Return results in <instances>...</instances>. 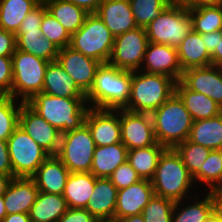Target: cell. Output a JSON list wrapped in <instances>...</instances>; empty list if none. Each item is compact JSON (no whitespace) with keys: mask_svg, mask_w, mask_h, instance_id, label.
<instances>
[{"mask_svg":"<svg viewBox=\"0 0 222 222\" xmlns=\"http://www.w3.org/2000/svg\"><path fill=\"white\" fill-rule=\"evenodd\" d=\"M49 62L30 53L17 50L12 55L13 81L11 96L26 103L42 92Z\"/></svg>","mask_w":222,"mask_h":222,"instance_id":"obj_8","label":"cell"},{"mask_svg":"<svg viewBox=\"0 0 222 222\" xmlns=\"http://www.w3.org/2000/svg\"><path fill=\"white\" fill-rule=\"evenodd\" d=\"M95 179L91 172H70L63 193L68 208H86L95 186Z\"/></svg>","mask_w":222,"mask_h":222,"instance_id":"obj_28","label":"cell"},{"mask_svg":"<svg viewBox=\"0 0 222 222\" xmlns=\"http://www.w3.org/2000/svg\"><path fill=\"white\" fill-rule=\"evenodd\" d=\"M131 86L132 71L103 63L97 68L86 102L91 108L124 109L130 98Z\"/></svg>","mask_w":222,"mask_h":222,"instance_id":"obj_1","label":"cell"},{"mask_svg":"<svg viewBox=\"0 0 222 222\" xmlns=\"http://www.w3.org/2000/svg\"><path fill=\"white\" fill-rule=\"evenodd\" d=\"M38 0H0V28L16 34L27 14Z\"/></svg>","mask_w":222,"mask_h":222,"instance_id":"obj_34","label":"cell"},{"mask_svg":"<svg viewBox=\"0 0 222 222\" xmlns=\"http://www.w3.org/2000/svg\"><path fill=\"white\" fill-rule=\"evenodd\" d=\"M38 193L39 190L32 178H13L3 195L7 214H28Z\"/></svg>","mask_w":222,"mask_h":222,"instance_id":"obj_21","label":"cell"},{"mask_svg":"<svg viewBox=\"0 0 222 222\" xmlns=\"http://www.w3.org/2000/svg\"><path fill=\"white\" fill-rule=\"evenodd\" d=\"M47 11L44 2H40L22 21L18 32L41 33L43 14Z\"/></svg>","mask_w":222,"mask_h":222,"instance_id":"obj_43","label":"cell"},{"mask_svg":"<svg viewBox=\"0 0 222 222\" xmlns=\"http://www.w3.org/2000/svg\"><path fill=\"white\" fill-rule=\"evenodd\" d=\"M204 45L207 48L209 55L214 53L218 43V31L201 34Z\"/></svg>","mask_w":222,"mask_h":222,"instance_id":"obj_49","label":"cell"},{"mask_svg":"<svg viewBox=\"0 0 222 222\" xmlns=\"http://www.w3.org/2000/svg\"><path fill=\"white\" fill-rule=\"evenodd\" d=\"M16 49V35L0 28V56H12Z\"/></svg>","mask_w":222,"mask_h":222,"instance_id":"obj_46","label":"cell"},{"mask_svg":"<svg viewBox=\"0 0 222 222\" xmlns=\"http://www.w3.org/2000/svg\"><path fill=\"white\" fill-rule=\"evenodd\" d=\"M222 4V0H191V8L202 5H218Z\"/></svg>","mask_w":222,"mask_h":222,"instance_id":"obj_54","label":"cell"},{"mask_svg":"<svg viewBox=\"0 0 222 222\" xmlns=\"http://www.w3.org/2000/svg\"><path fill=\"white\" fill-rule=\"evenodd\" d=\"M118 189L109 178H96L86 210L99 221L114 219Z\"/></svg>","mask_w":222,"mask_h":222,"instance_id":"obj_23","label":"cell"},{"mask_svg":"<svg viewBox=\"0 0 222 222\" xmlns=\"http://www.w3.org/2000/svg\"><path fill=\"white\" fill-rule=\"evenodd\" d=\"M2 222H31V221L29 214L14 213V214H7Z\"/></svg>","mask_w":222,"mask_h":222,"instance_id":"obj_51","label":"cell"},{"mask_svg":"<svg viewBox=\"0 0 222 222\" xmlns=\"http://www.w3.org/2000/svg\"><path fill=\"white\" fill-rule=\"evenodd\" d=\"M95 147L90 130L83 123L62 133L56 156L71 173L90 172Z\"/></svg>","mask_w":222,"mask_h":222,"instance_id":"obj_9","label":"cell"},{"mask_svg":"<svg viewBox=\"0 0 222 222\" xmlns=\"http://www.w3.org/2000/svg\"><path fill=\"white\" fill-rule=\"evenodd\" d=\"M204 194L175 202L171 222H203L222 203V194L209 191Z\"/></svg>","mask_w":222,"mask_h":222,"instance_id":"obj_18","label":"cell"},{"mask_svg":"<svg viewBox=\"0 0 222 222\" xmlns=\"http://www.w3.org/2000/svg\"><path fill=\"white\" fill-rule=\"evenodd\" d=\"M203 222H222V203Z\"/></svg>","mask_w":222,"mask_h":222,"instance_id":"obj_52","label":"cell"},{"mask_svg":"<svg viewBox=\"0 0 222 222\" xmlns=\"http://www.w3.org/2000/svg\"><path fill=\"white\" fill-rule=\"evenodd\" d=\"M42 92L57 97L86 98V95L57 61L49 62L47 66Z\"/></svg>","mask_w":222,"mask_h":222,"instance_id":"obj_24","label":"cell"},{"mask_svg":"<svg viewBox=\"0 0 222 222\" xmlns=\"http://www.w3.org/2000/svg\"><path fill=\"white\" fill-rule=\"evenodd\" d=\"M217 151L219 152V156H220L221 161H222V147L220 149H217Z\"/></svg>","mask_w":222,"mask_h":222,"instance_id":"obj_59","label":"cell"},{"mask_svg":"<svg viewBox=\"0 0 222 222\" xmlns=\"http://www.w3.org/2000/svg\"><path fill=\"white\" fill-rule=\"evenodd\" d=\"M170 3H181L188 8H191V0H169Z\"/></svg>","mask_w":222,"mask_h":222,"instance_id":"obj_57","label":"cell"},{"mask_svg":"<svg viewBox=\"0 0 222 222\" xmlns=\"http://www.w3.org/2000/svg\"><path fill=\"white\" fill-rule=\"evenodd\" d=\"M175 94L183 102L193 121L213 118L222 113V108L213 99L188 89L181 81L175 84Z\"/></svg>","mask_w":222,"mask_h":222,"instance_id":"obj_25","label":"cell"},{"mask_svg":"<svg viewBox=\"0 0 222 222\" xmlns=\"http://www.w3.org/2000/svg\"><path fill=\"white\" fill-rule=\"evenodd\" d=\"M128 159V149L121 142L108 146H96L90 172L96 178H109Z\"/></svg>","mask_w":222,"mask_h":222,"instance_id":"obj_26","label":"cell"},{"mask_svg":"<svg viewBox=\"0 0 222 222\" xmlns=\"http://www.w3.org/2000/svg\"><path fill=\"white\" fill-rule=\"evenodd\" d=\"M12 56H0V96H11Z\"/></svg>","mask_w":222,"mask_h":222,"instance_id":"obj_44","label":"cell"},{"mask_svg":"<svg viewBox=\"0 0 222 222\" xmlns=\"http://www.w3.org/2000/svg\"><path fill=\"white\" fill-rule=\"evenodd\" d=\"M148 42L146 29L142 27L116 36L108 63L123 70H140Z\"/></svg>","mask_w":222,"mask_h":222,"instance_id":"obj_11","label":"cell"},{"mask_svg":"<svg viewBox=\"0 0 222 222\" xmlns=\"http://www.w3.org/2000/svg\"><path fill=\"white\" fill-rule=\"evenodd\" d=\"M193 30L200 34L222 30V4L189 8Z\"/></svg>","mask_w":222,"mask_h":222,"instance_id":"obj_36","label":"cell"},{"mask_svg":"<svg viewBox=\"0 0 222 222\" xmlns=\"http://www.w3.org/2000/svg\"><path fill=\"white\" fill-rule=\"evenodd\" d=\"M13 178H31L50 154L40 147L20 126L7 140Z\"/></svg>","mask_w":222,"mask_h":222,"instance_id":"obj_10","label":"cell"},{"mask_svg":"<svg viewBox=\"0 0 222 222\" xmlns=\"http://www.w3.org/2000/svg\"><path fill=\"white\" fill-rule=\"evenodd\" d=\"M174 149L181 156L183 164L192 176L200 170L201 165L211 152L210 149L195 144L188 139L178 144Z\"/></svg>","mask_w":222,"mask_h":222,"instance_id":"obj_38","label":"cell"},{"mask_svg":"<svg viewBox=\"0 0 222 222\" xmlns=\"http://www.w3.org/2000/svg\"><path fill=\"white\" fill-rule=\"evenodd\" d=\"M12 179L13 178L11 176L0 173V196L4 195Z\"/></svg>","mask_w":222,"mask_h":222,"instance_id":"obj_53","label":"cell"},{"mask_svg":"<svg viewBox=\"0 0 222 222\" xmlns=\"http://www.w3.org/2000/svg\"><path fill=\"white\" fill-rule=\"evenodd\" d=\"M67 209L63 195L39 191L28 214L31 222H57Z\"/></svg>","mask_w":222,"mask_h":222,"instance_id":"obj_29","label":"cell"},{"mask_svg":"<svg viewBox=\"0 0 222 222\" xmlns=\"http://www.w3.org/2000/svg\"><path fill=\"white\" fill-rule=\"evenodd\" d=\"M151 117L155 139L160 145L174 149L188 139L193 119L175 93Z\"/></svg>","mask_w":222,"mask_h":222,"instance_id":"obj_5","label":"cell"},{"mask_svg":"<svg viewBox=\"0 0 222 222\" xmlns=\"http://www.w3.org/2000/svg\"><path fill=\"white\" fill-rule=\"evenodd\" d=\"M175 202L153 195L142 211L145 222H171Z\"/></svg>","mask_w":222,"mask_h":222,"instance_id":"obj_40","label":"cell"},{"mask_svg":"<svg viewBox=\"0 0 222 222\" xmlns=\"http://www.w3.org/2000/svg\"><path fill=\"white\" fill-rule=\"evenodd\" d=\"M26 103L61 133L79 128L90 108L86 98L57 97L43 92L36 93Z\"/></svg>","mask_w":222,"mask_h":222,"instance_id":"obj_2","label":"cell"},{"mask_svg":"<svg viewBox=\"0 0 222 222\" xmlns=\"http://www.w3.org/2000/svg\"><path fill=\"white\" fill-rule=\"evenodd\" d=\"M145 29L149 42L177 48L193 30L189 8L181 3H170Z\"/></svg>","mask_w":222,"mask_h":222,"instance_id":"obj_6","label":"cell"},{"mask_svg":"<svg viewBox=\"0 0 222 222\" xmlns=\"http://www.w3.org/2000/svg\"><path fill=\"white\" fill-rule=\"evenodd\" d=\"M84 9L86 12L95 13L103 0H66Z\"/></svg>","mask_w":222,"mask_h":222,"instance_id":"obj_48","label":"cell"},{"mask_svg":"<svg viewBox=\"0 0 222 222\" xmlns=\"http://www.w3.org/2000/svg\"><path fill=\"white\" fill-rule=\"evenodd\" d=\"M7 215V211L4 204L3 195L0 196V222L3 221L4 217Z\"/></svg>","mask_w":222,"mask_h":222,"instance_id":"obj_56","label":"cell"},{"mask_svg":"<svg viewBox=\"0 0 222 222\" xmlns=\"http://www.w3.org/2000/svg\"><path fill=\"white\" fill-rule=\"evenodd\" d=\"M0 173L13 178V169L8 151L7 141L0 140Z\"/></svg>","mask_w":222,"mask_h":222,"instance_id":"obj_47","label":"cell"},{"mask_svg":"<svg viewBox=\"0 0 222 222\" xmlns=\"http://www.w3.org/2000/svg\"><path fill=\"white\" fill-rule=\"evenodd\" d=\"M84 123L88 126L95 146L121 143L120 109L89 108Z\"/></svg>","mask_w":222,"mask_h":222,"instance_id":"obj_14","label":"cell"},{"mask_svg":"<svg viewBox=\"0 0 222 222\" xmlns=\"http://www.w3.org/2000/svg\"><path fill=\"white\" fill-rule=\"evenodd\" d=\"M138 27L146 28L162 10L170 4L169 0H129Z\"/></svg>","mask_w":222,"mask_h":222,"instance_id":"obj_39","label":"cell"},{"mask_svg":"<svg viewBox=\"0 0 222 222\" xmlns=\"http://www.w3.org/2000/svg\"><path fill=\"white\" fill-rule=\"evenodd\" d=\"M151 184L154 195L174 202L194 196L192 191L197 190L193 176L183 164L181 156L175 149L170 148L160 156Z\"/></svg>","mask_w":222,"mask_h":222,"instance_id":"obj_3","label":"cell"},{"mask_svg":"<svg viewBox=\"0 0 222 222\" xmlns=\"http://www.w3.org/2000/svg\"><path fill=\"white\" fill-rule=\"evenodd\" d=\"M182 70L212 65L211 56L203 43L200 33L192 30L177 47Z\"/></svg>","mask_w":222,"mask_h":222,"instance_id":"obj_27","label":"cell"},{"mask_svg":"<svg viewBox=\"0 0 222 222\" xmlns=\"http://www.w3.org/2000/svg\"><path fill=\"white\" fill-rule=\"evenodd\" d=\"M212 65L222 67V30L218 31V43L217 48L211 55Z\"/></svg>","mask_w":222,"mask_h":222,"instance_id":"obj_50","label":"cell"},{"mask_svg":"<svg viewBox=\"0 0 222 222\" xmlns=\"http://www.w3.org/2000/svg\"><path fill=\"white\" fill-rule=\"evenodd\" d=\"M180 81L188 89L210 97L222 108V67L189 68L183 71Z\"/></svg>","mask_w":222,"mask_h":222,"instance_id":"obj_17","label":"cell"},{"mask_svg":"<svg viewBox=\"0 0 222 222\" xmlns=\"http://www.w3.org/2000/svg\"><path fill=\"white\" fill-rule=\"evenodd\" d=\"M95 13L115 37L138 27L129 0H103Z\"/></svg>","mask_w":222,"mask_h":222,"instance_id":"obj_20","label":"cell"},{"mask_svg":"<svg viewBox=\"0 0 222 222\" xmlns=\"http://www.w3.org/2000/svg\"><path fill=\"white\" fill-rule=\"evenodd\" d=\"M121 142L128 150L145 148L157 141L151 114L120 109Z\"/></svg>","mask_w":222,"mask_h":222,"instance_id":"obj_12","label":"cell"},{"mask_svg":"<svg viewBox=\"0 0 222 222\" xmlns=\"http://www.w3.org/2000/svg\"><path fill=\"white\" fill-rule=\"evenodd\" d=\"M188 140L210 150L222 147V113L208 119L193 121Z\"/></svg>","mask_w":222,"mask_h":222,"instance_id":"obj_30","label":"cell"},{"mask_svg":"<svg viewBox=\"0 0 222 222\" xmlns=\"http://www.w3.org/2000/svg\"><path fill=\"white\" fill-rule=\"evenodd\" d=\"M47 10L57 19L70 35L76 33L89 14L84 9L66 0H46Z\"/></svg>","mask_w":222,"mask_h":222,"instance_id":"obj_31","label":"cell"},{"mask_svg":"<svg viewBox=\"0 0 222 222\" xmlns=\"http://www.w3.org/2000/svg\"><path fill=\"white\" fill-rule=\"evenodd\" d=\"M153 185L151 180L142 179L117 193L114 219L120 220L133 215L142 214L144 207L153 197Z\"/></svg>","mask_w":222,"mask_h":222,"instance_id":"obj_19","label":"cell"},{"mask_svg":"<svg viewBox=\"0 0 222 222\" xmlns=\"http://www.w3.org/2000/svg\"><path fill=\"white\" fill-rule=\"evenodd\" d=\"M56 61L86 95L92 87L95 73L101 63L73 50L70 46L59 50Z\"/></svg>","mask_w":222,"mask_h":222,"instance_id":"obj_15","label":"cell"},{"mask_svg":"<svg viewBox=\"0 0 222 222\" xmlns=\"http://www.w3.org/2000/svg\"><path fill=\"white\" fill-rule=\"evenodd\" d=\"M166 149L165 146L156 142L149 147L128 150L127 161L141 179L151 180L158 166L160 156Z\"/></svg>","mask_w":222,"mask_h":222,"instance_id":"obj_32","label":"cell"},{"mask_svg":"<svg viewBox=\"0 0 222 222\" xmlns=\"http://www.w3.org/2000/svg\"><path fill=\"white\" fill-rule=\"evenodd\" d=\"M40 28L42 35L60 49L70 45L71 35L48 10L43 14Z\"/></svg>","mask_w":222,"mask_h":222,"instance_id":"obj_41","label":"cell"},{"mask_svg":"<svg viewBox=\"0 0 222 222\" xmlns=\"http://www.w3.org/2000/svg\"><path fill=\"white\" fill-rule=\"evenodd\" d=\"M195 185L208 188L204 191L222 194V161L217 150H211L200 170L193 176ZM205 184V185H204Z\"/></svg>","mask_w":222,"mask_h":222,"instance_id":"obj_35","label":"cell"},{"mask_svg":"<svg viewBox=\"0 0 222 222\" xmlns=\"http://www.w3.org/2000/svg\"><path fill=\"white\" fill-rule=\"evenodd\" d=\"M111 182L116 186V188L124 189L130 185H133L139 182L141 177L138 173L133 169L131 164L126 161L125 163L121 164L109 177Z\"/></svg>","mask_w":222,"mask_h":222,"instance_id":"obj_42","label":"cell"},{"mask_svg":"<svg viewBox=\"0 0 222 222\" xmlns=\"http://www.w3.org/2000/svg\"><path fill=\"white\" fill-rule=\"evenodd\" d=\"M57 222H99L92 214L83 208H68Z\"/></svg>","mask_w":222,"mask_h":222,"instance_id":"obj_45","label":"cell"},{"mask_svg":"<svg viewBox=\"0 0 222 222\" xmlns=\"http://www.w3.org/2000/svg\"><path fill=\"white\" fill-rule=\"evenodd\" d=\"M70 171L56 155H50L31 177L40 192L63 195Z\"/></svg>","mask_w":222,"mask_h":222,"instance_id":"obj_22","label":"cell"},{"mask_svg":"<svg viewBox=\"0 0 222 222\" xmlns=\"http://www.w3.org/2000/svg\"><path fill=\"white\" fill-rule=\"evenodd\" d=\"M99 222H121V221L117 220V219H105V220H101Z\"/></svg>","mask_w":222,"mask_h":222,"instance_id":"obj_58","label":"cell"},{"mask_svg":"<svg viewBox=\"0 0 222 222\" xmlns=\"http://www.w3.org/2000/svg\"><path fill=\"white\" fill-rule=\"evenodd\" d=\"M16 48L48 62L56 61L60 48L42 33L17 32Z\"/></svg>","mask_w":222,"mask_h":222,"instance_id":"obj_33","label":"cell"},{"mask_svg":"<svg viewBox=\"0 0 222 222\" xmlns=\"http://www.w3.org/2000/svg\"><path fill=\"white\" fill-rule=\"evenodd\" d=\"M176 81L163 74L132 71L128 111L152 114L175 93Z\"/></svg>","mask_w":222,"mask_h":222,"instance_id":"obj_4","label":"cell"},{"mask_svg":"<svg viewBox=\"0 0 222 222\" xmlns=\"http://www.w3.org/2000/svg\"><path fill=\"white\" fill-rule=\"evenodd\" d=\"M23 103L12 96H0V140L7 141L19 126V114Z\"/></svg>","mask_w":222,"mask_h":222,"instance_id":"obj_37","label":"cell"},{"mask_svg":"<svg viewBox=\"0 0 222 222\" xmlns=\"http://www.w3.org/2000/svg\"><path fill=\"white\" fill-rule=\"evenodd\" d=\"M19 126L50 155H56L62 133L46 122L27 103L21 106Z\"/></svg>","mask_w":222,"mask_h":222,"instance_id":"obj_13","label":"cell"},{"mask_svg":"<svg viewBox=\"0 0 222 222\" xmlns=\"http://www.w3.org/2000/svg\"><path fill=\"white\" fill-rule=\"evenodd\" d=\"M120 221L121 222H145L142 214L122 218L120 219Z\"/></svg>","mask_w":222,"mask_h":222,"instance_id":"obj_55","label":"cell"},{"mask_svg":"<svg viewBox=\"0 0 222 222\" xmlns=\"http://www.w3.org/2000/svg\"><path fill=\"white\" fill-rule=\"evenodd\" d=\"M140 70L146 73L167 75L176 82L181 80L183 74L177 48L152 42H148Z\"/></svg>","mask_w":222,"mask_h":222,"instance_id":"obj_16","label":"cell"},{"mask_svg":"<svg viewBox=\"0 0 222 222\" xmlns=\"http://www.w3.org/2000/svg\"><path fill=\"white\" fill-rule=\"evenodd\" d=\"M115 36L96 13L85 18L83 26L71 35L70 47L101 64L108 63Z\"/></svg>","mask_w":222,"mask_h":222,"instance_id":"obj_7","label":"cell"}]
</instances>
